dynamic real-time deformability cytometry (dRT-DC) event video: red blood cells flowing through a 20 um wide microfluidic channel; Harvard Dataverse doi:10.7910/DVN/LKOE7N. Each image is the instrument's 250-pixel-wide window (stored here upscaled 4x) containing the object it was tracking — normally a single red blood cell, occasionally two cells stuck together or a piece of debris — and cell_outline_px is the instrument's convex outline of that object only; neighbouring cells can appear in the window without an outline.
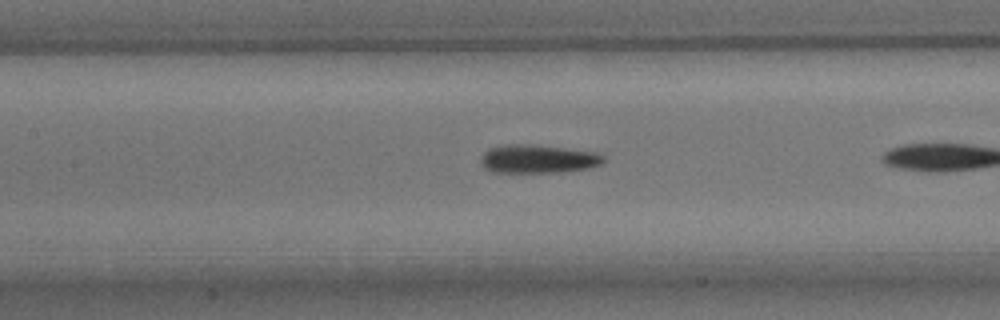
{"species": "common noctule bat (a hibernating species)", "species_latin": "Nyctalus noctula", "temperature_condition": "room temperature", "stored_images_in_passage": 7, "camera_frame_rate_fps": 3000, "um_per_image_px": 0.085, "animal": {"sex": "male", "body_mass_g": 15.6}, "frame": {"image": 1, "passage_image": 6, "time_ms": 1.667, "image_size_px": [1000, 320], "cell_outline_px": [[604, 160], [600, 164], [588, 168], [556, 172], [492, 172], [484, 168], [480, 160], [484, 152], [488, 148], [504, 144], [532, 144], [596, 152], [604, 156]], "centroid_in_image_um": [45.68, 13.5], "position_along_channel_um": 161.7, "area_um2": 20.29}}